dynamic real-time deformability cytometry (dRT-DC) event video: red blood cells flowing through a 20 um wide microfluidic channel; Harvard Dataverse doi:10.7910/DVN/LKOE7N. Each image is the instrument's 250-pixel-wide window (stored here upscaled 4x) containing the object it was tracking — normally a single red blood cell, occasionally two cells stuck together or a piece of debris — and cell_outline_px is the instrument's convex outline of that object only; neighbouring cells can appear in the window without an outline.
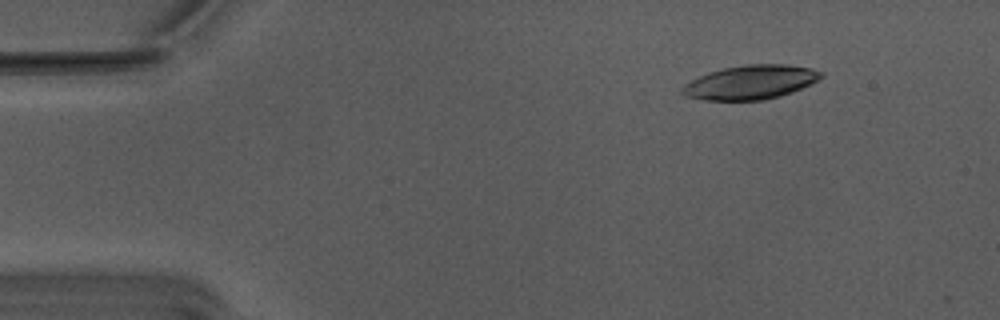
{"species": "Egyptian fruit bat (a non-hibernating species)", "species_latin": "Rousettus aegyptiacus", "temperature_condition": "warm", "stored_images_in_passage": 12, "camera_frame_rate_fps": 3000, "um_per_image_px": 0.085, "animal": {"sex": "male"}, "frame": {"image": 1, "passage_image": 1, "time_ms": 0.0, "image_size_px": [1000, 320], "cell_outline_px": [[824, 76], [812, 84], [792, 92], [780, 96], [764, 100], [704, 100], [684, 96], [680, 92], [680, 88], [684, 84], [708, 72], [724, 68], [748, 64], [788, 64], [812, 68], [824, 72]], "centroid_in_image_um": [63.82, 6.99], "position_along_channel_um": 21.2, "area_um2": 27.8}}
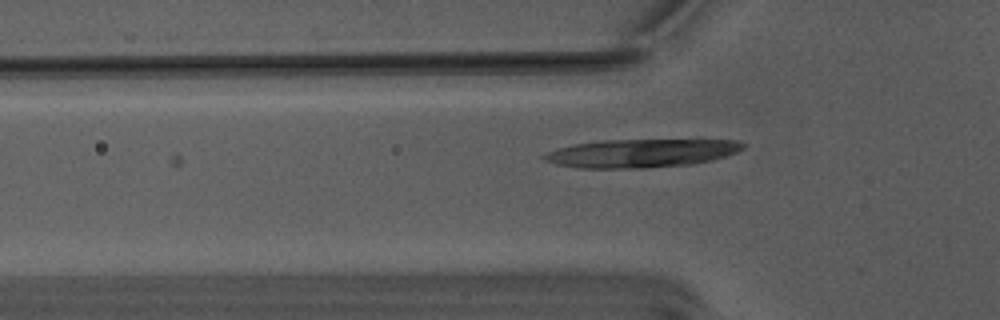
{"frame": {"image": 2, "passage_image": 12, "time_ms": 3.667, "image_size_px": [1000, 320], "cell_outline_px": [[748, 144], [744, 148], [736, 152], [712, 160], [692, 164], [640, 168], [580, 168], [556, 164], [544, 160], [540, 156], [548, 152], [572, 144], [604, 140], [740, 140]], "centroid_in_image_um": [54.52, 13.02], "position_along_channel_um": 71.3, "area_um2": 32.77}}